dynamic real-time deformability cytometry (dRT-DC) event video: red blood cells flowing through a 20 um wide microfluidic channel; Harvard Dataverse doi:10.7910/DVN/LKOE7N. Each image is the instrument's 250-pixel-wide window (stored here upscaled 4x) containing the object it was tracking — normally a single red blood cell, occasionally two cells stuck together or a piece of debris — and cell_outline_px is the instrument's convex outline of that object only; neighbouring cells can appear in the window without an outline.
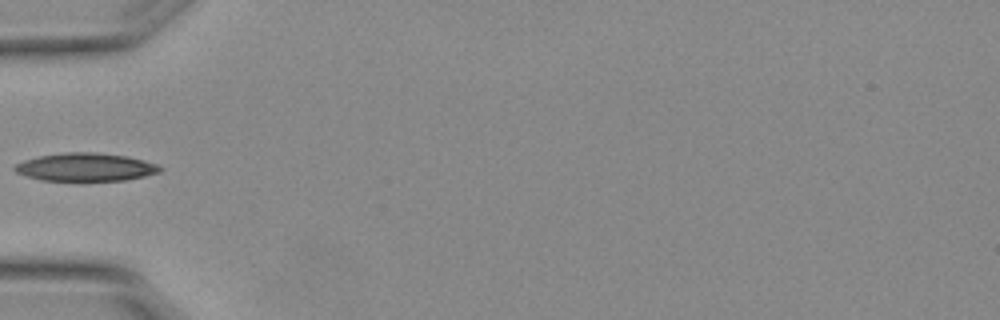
{"species": "Egyptian fruit bat (a non-hibernating species)", "species_latin": "Rousettus aegyptiacus", "temperature_condition": "warm", "stored_images_in_passage": 3, "camera_frame_rate_fps": 3000, "um_per_image_px": 0.085, "animal": {"sex": "female"}, "frame": {"image": 1, "passage_image": 3, "time_ms": 0.667, "image_size_px": [1000, 320], "cell_outline_px": [[164, 168], [160, 172], [144, 176], [124, 180], [40, 180], [16, 172], [12, 168], [16, 164], [24, 160], [40, 156], [64, 152], [96, 152], [124, 156], [144, 160], [156, 164]], "centroid_in_image_um": [7.28, 14.2], "position_along_channel_um": 77.7, "area_um2": 23.52}}